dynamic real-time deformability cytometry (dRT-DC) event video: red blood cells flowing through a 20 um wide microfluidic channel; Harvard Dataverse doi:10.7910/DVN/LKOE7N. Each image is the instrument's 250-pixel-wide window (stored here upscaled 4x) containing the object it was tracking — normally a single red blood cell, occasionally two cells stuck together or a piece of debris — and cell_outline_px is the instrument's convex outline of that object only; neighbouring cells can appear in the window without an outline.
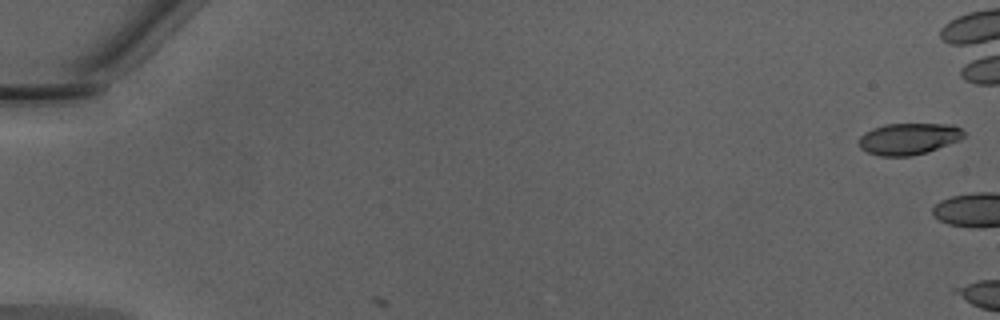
{"species": "Egyptian fruit bat (a non-hibernating species)", "species_latin": "Rousettus aegyptiacus", "temperature_condition": "warm", "stored_images_in_passage": 3, "camera_frame_rate_fps": 3000, "um_per_image_px": 0.085, "animal": {"sex": "male"}, "frame": {"image": 1, "passage_image": 1, "time_ms": 0.0, "image_size_px": [1000, 320], "cell_outline_px": [[964, 136], [960, 140], [928, 152], [912, 156], [880, 156], [868, 152], [860, 148], [860, 136], [864, 132], [872, 128], [884, 124], [952, 124], [960, 128], [964, 132]], "centroid_in_image_um": [77.24, 11.79], "position_along_channel_um": 7.8, "area_um2": 19.36}}